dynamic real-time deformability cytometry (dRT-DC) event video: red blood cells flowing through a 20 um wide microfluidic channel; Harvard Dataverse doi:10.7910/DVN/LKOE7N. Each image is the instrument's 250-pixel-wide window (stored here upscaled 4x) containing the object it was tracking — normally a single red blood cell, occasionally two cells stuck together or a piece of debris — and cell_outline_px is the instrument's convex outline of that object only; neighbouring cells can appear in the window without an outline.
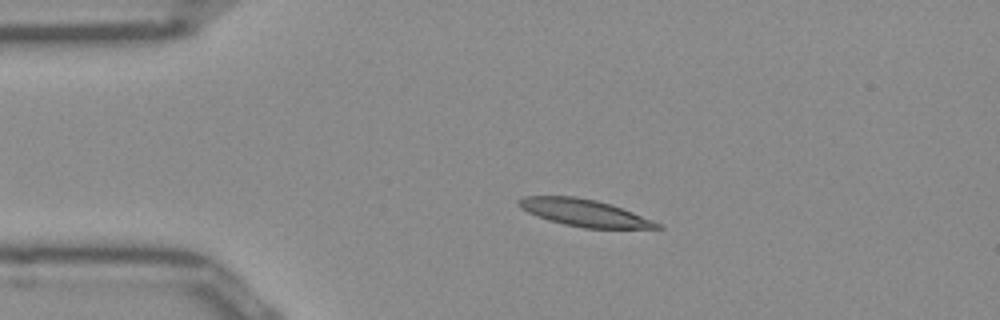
{"species": "Egyptian fruit bat (a non-hibernating species)", "species_latin": "Rousettus aegyptiacus", "temperature_condition": "room temperature", "stored_images_in_passage": 41, "camera_frame_rate_fps": 3000, "um_per_image_px": 0.085, "frame": {"image": 1, "passage_image": 1, "time_ms": 0.0, "image_size_px": [1000, 320], "cell_outline_px": [[664, 228], [584, 228], [564, 224], [548, 220], [536, 216], [520, 208], [516, 204], [516, 200], [524, 196], [576, 196], [596, 200], [612, 204], [652, 220], [660, 224]], "centroid_in_image_um": [49.6, 18.07], "position_along_channel_um": 35.4, "area_um2": 21.79}}
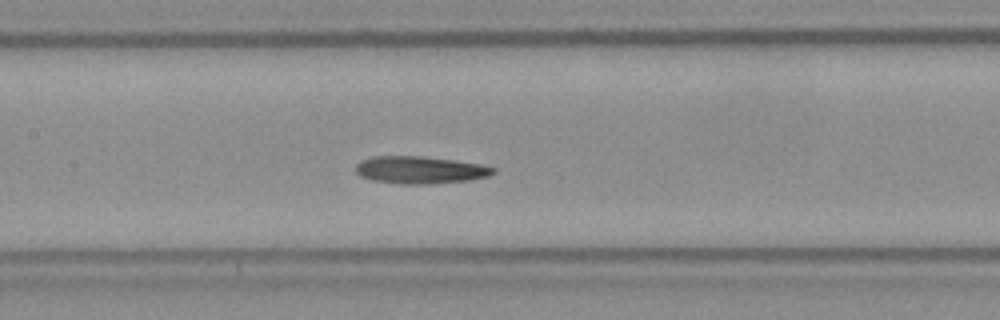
{"frame": {"image": 2, "passage_image": 14, "time_ms": 4.333, "image_size_px": [1000, 320], "cell_outline_px": [[496, 172], [488, 176], [468, 180], [432, 184], [400, 184], [372, 180], [360, 176], [356, 172], [356, 164], [360, 160], [372, 156], [420, 156], [456, 160], [480, 164], [496, 168]], "centroid_in_image_um": [35.69, 14.44], "position_along_channel_um": 171.7, "area_um2": 22.08}}
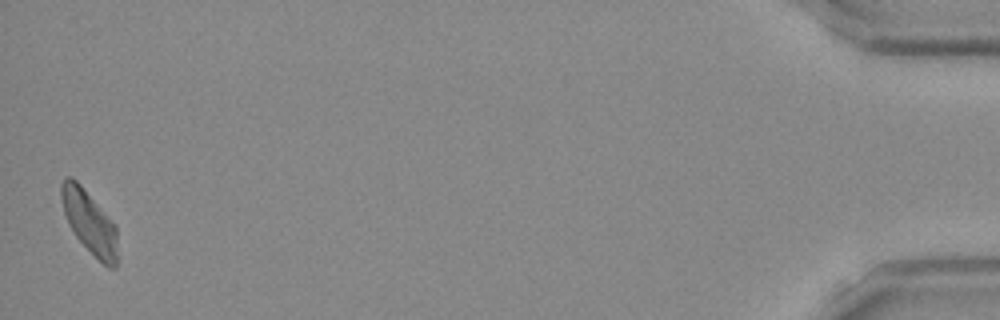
{"frame": {"image": 3, "passage_image": 41, "time_ms": 13.333, "image_size_px": [1000, 320], "cell_outline_px": [[116, 268], [108, 268], [76, 236], [64, 212], [60, 196], [60, 184], [68, 176], [72, 176], [80, 184], [116, 224]], "centroid_in_image_um": [7.6, 18.83], "position_along_channel_um": 427.6, "area_um2": 20.11}, "authors_computed_cell_mechanics": {"area_um2": 21.2126, "velocity_mm_per_s": 3.9219, "shape_relaxation_time_tau1_ms": 9.5533, "shape_relaxation_time_tau2_ms": 6.4729, "deformation_change_tau1": 0.2185, "deformation_change_tau2": 0.1187}}